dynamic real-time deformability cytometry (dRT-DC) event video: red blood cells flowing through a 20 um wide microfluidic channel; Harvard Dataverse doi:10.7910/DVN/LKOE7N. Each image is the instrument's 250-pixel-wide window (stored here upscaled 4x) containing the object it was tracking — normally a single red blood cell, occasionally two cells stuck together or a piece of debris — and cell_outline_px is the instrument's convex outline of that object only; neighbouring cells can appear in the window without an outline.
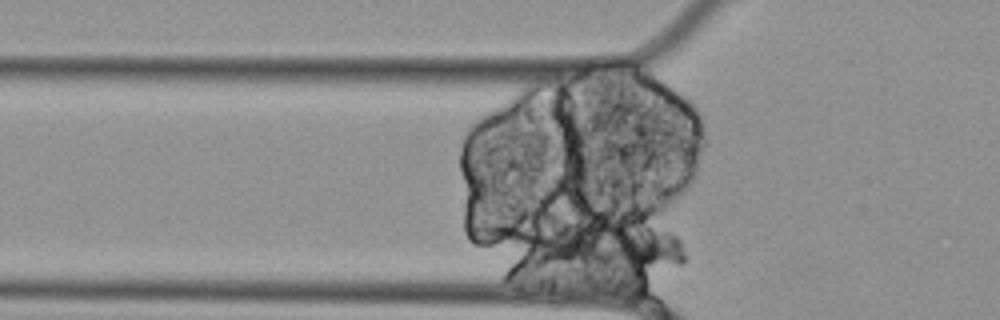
{"species": "Egyptian fruit bat (a non-hibernating species)", "species_latin": "Rousettus aegyptiacus", "temperature_condition": "cold", "stored_images_in_passage": 33, "camera_frame_rate_fps": 3000, "um_per_image_px": 0.085, "animal": {"sex": "female"}, "frame": {"image": 1, "passage_image": 2, "time_ms": 0.333, "image_size_px": [1000, 320], "cell_outline_px": [[684, 264], [584, 264], [560, 260], [560, 228], [564, 224], [576, 220], [652, 228], [668, 232], [676, 236], [680, 240], [684, 252]], "centroid_in_image_um": [52.53, 20.79], "position_along_channel_um": 73.3, "area_um2": 33.29}}
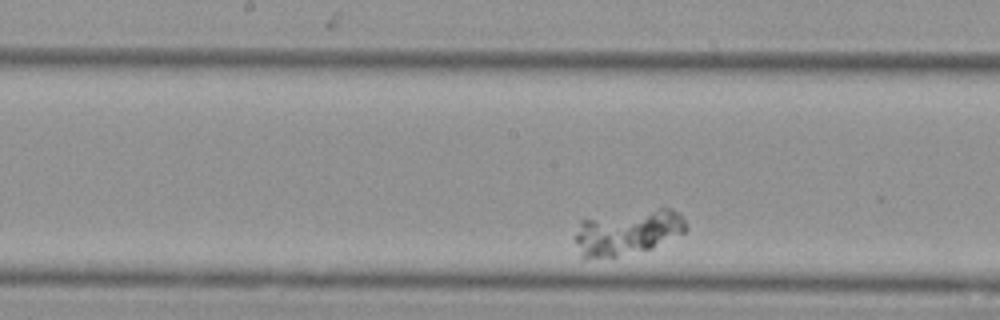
{"frame": {"image": 2, "passage_image": 14, "time_ms": 4.333, "image_size_px": [1000, 320], "cell_outline_px": [[688, 228], [684, 232], [652, 248], [616, 256], [584, 260], [580, 256], [576, 240], [576, 232], [580, 220], [660, 208], [672, 208], [680, 212]], "centroid_in_image_um": [53.35, 19.76], "position_along_channel_um": 194.8, "area_um2": 28.84}}
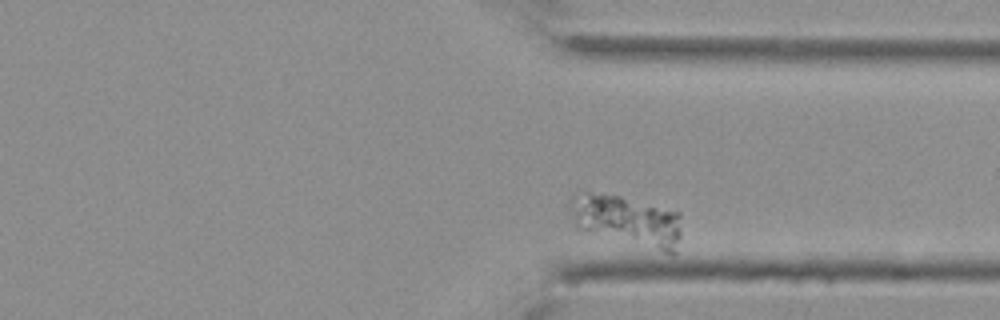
{"frame": {"image": 3, "passage_image": 31, "time_ms": 10.0, "image_size_px": [1000, 320], "cell_outline_px": [[680, 236], [676, 252], [672, 256], [580, 228], [576, 224], [568, 212], [568, 200], [576, 192], [588, 192], [620, 196], [680, 212]], "centroid_in_image_um": [53.31, 18.75], "position_along_channel_um": 358.1, "area_um2": 33.12}}